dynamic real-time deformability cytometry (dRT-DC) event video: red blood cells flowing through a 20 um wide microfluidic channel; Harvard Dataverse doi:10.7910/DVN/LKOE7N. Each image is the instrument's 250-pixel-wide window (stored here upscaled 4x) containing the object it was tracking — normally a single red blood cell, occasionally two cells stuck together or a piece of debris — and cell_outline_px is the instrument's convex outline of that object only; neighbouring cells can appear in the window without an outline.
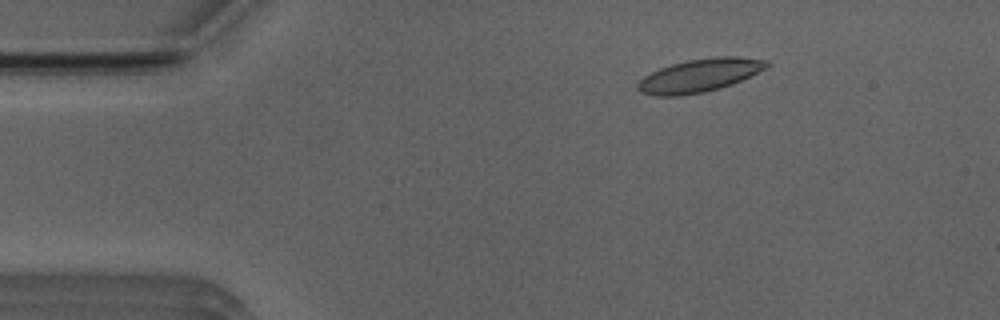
{"species": "Egyptian fruit bat (a non-hibernating species)", "species_latin": "Rousettus aegyptiacus", "temperature_condition": "room temperature", "stored_images_in_passage": 48, "camera_frame_rate_fps": 3000, "um_per_image_px": 0.085, "animal": {"sex": "male"}, "frame": {"image": 1, "passage_image": 4, "time_ms": 1.0, "image_size_px": [1000, 320], "cell_outline_px": [[772, 64], [768, 68], [732, 84], [720, 88], [704, 92], [680, 96], [656, 96], [640, 92], [636, 88], [636, 84], [644, 76], [660, 68], [672, 64], [688, 60], [716, 56], [736, 56], [768, 60]], "centroid_in_image_um": [59.49, 6.41], "position_along_channel_um": 25.5, "area_um2": 25.09}}
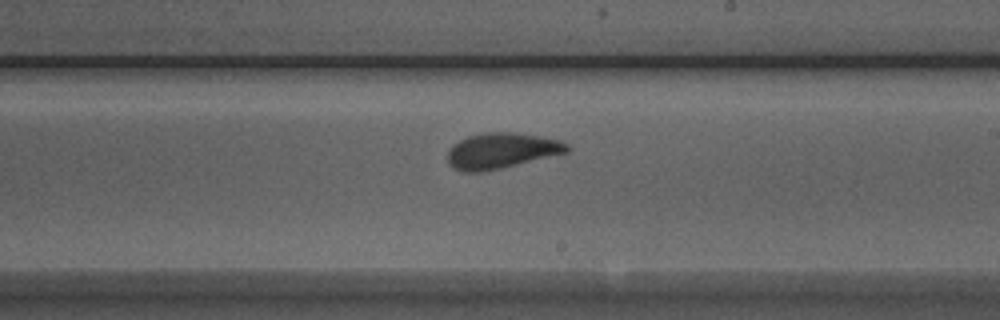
{"frame": {"image": 2, "passage_image": 26, "time_ms": 8.333, "image_size_px": [1000, 320], "cell_outline_px": [[572, 148], [568, 152], [500, 168], [480, 172], [464, 172], [448, 164], [448, 152], [452, 144], [468, 136], [488, 132], [512, 132], [560, 140], [568, 144]], "centroid_in_image_um": [42.62, 12.81], "position_along_channel_um": 246.4, "area_um2": 24.51}}
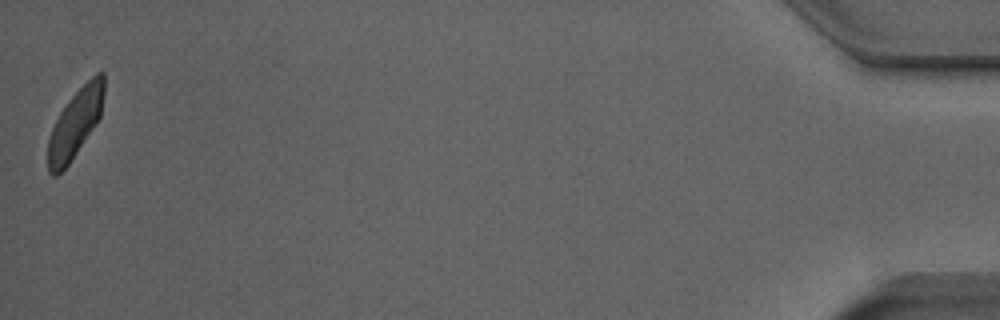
{"frame": {"image": 3, "passage_image": 48, "time_ms": 15.667, "image_size_px": [1000, 320], "cell_outline_px": [[104, 92], [100, 116], [96, 124], [68, 164], [56, 176], [52, 176], [48, 172], [48, 140], [52, 128], [60, 112], [68, 100], [96, 72], [104, 72]], "centroid_in_image_um": [6.39, 10.48], "position_along_channel_um": 428.8, "area_um2": 21.96}, "authors_computed_cell_mechanics": {"area_um2": 24.1315, "velocity_mm_per_s": 3.8819, "shape_relaxation_time_tau1_ms": 5.2314, "shape_relaxation_time_tau2_ms": 1.117, "deformation_change_tau1": 0.137, "deformation_change_tau2": 0.0744}}